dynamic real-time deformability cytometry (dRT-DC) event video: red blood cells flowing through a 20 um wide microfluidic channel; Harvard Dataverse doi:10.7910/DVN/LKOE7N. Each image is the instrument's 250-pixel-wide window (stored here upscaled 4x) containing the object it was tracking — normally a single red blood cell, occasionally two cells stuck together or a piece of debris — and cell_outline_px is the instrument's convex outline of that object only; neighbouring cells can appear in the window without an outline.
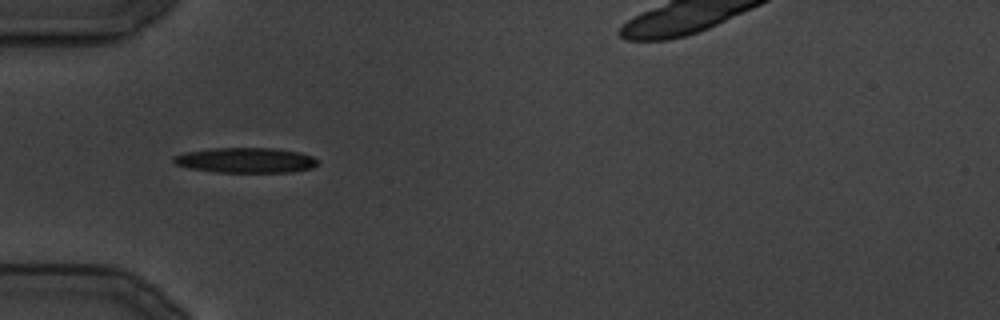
{"species": "common noctule bat (a hibernating species)", "species_latin": "Nyctalus noctula", "temperature_condition": "cold", "stored_images_in_passage": 12, "camera_frame_rate_fps": 3000, "um_per_image_px": 0.085, "animal": {"sex": "male", "body_mass_g": 19.5, "forearm_length_mm": 54.6}, "frame": {"image": 1, "passage_image": 4, "time_ms": 4.333, "image_size_px": [1000, 320], "cell_outline_px": [[320, 164], [312, 168], [292, 172], [216, 172], [188, 168], [176, 164], [172, 160], [172, 156], [184, 152], [208, 148], [276, 148], [300, 152], [312, 156], [320, 160]], "centroid_in_image_um": [20.91, 13.61], "position_along_channel_um": 64.1, "area_um2": 21.5}}
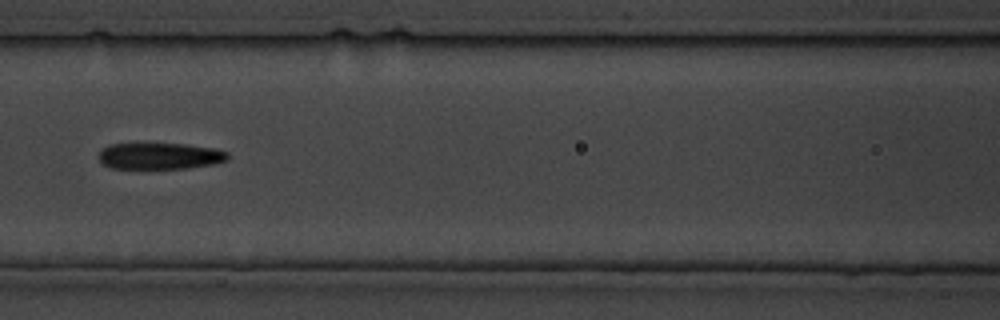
{"frame": {"image": 2, "passage_image": 9, "time_ms": 10.0, "image_size_px": [1000, 320], "cell_outline_px": [[228, 160], [212, 164], [188, 168], [108, 168], [96, 156], [108, 144], [188, 144], [216, 148], [228, 152]], "centroid_in_image_um": [13.6, 13.26], "position_along_channel_um": 153.0, "area_um2": 19.88}}
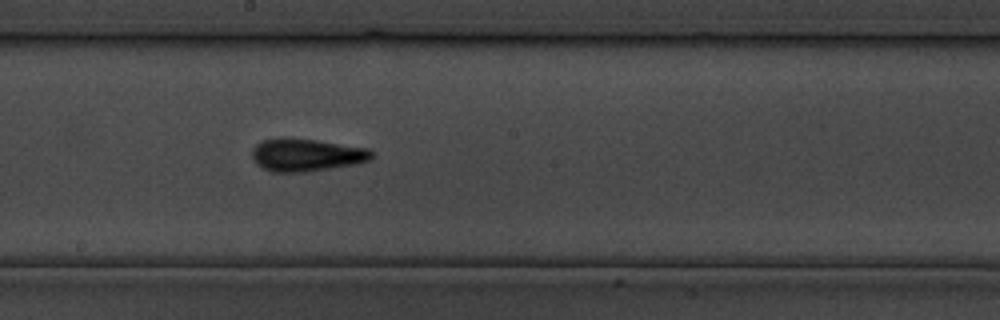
{"frame": {"image": 3, "passage_image": 12, "time_ms": 14.333, "image_size_px": [1000, 320], "cell_outline_px": [[372, 160], [356, 164], [308, 172], [272, 172], [256, 164], [252, 160], [252, 148], [256, 144], [264, 140], [280, 136], [316, 140], [368, 148], [372, 152]], "centroid_in_image_um": [26.02, 13.16], "position_along_channel_um": 222.2, "area_um2": 23.12}}